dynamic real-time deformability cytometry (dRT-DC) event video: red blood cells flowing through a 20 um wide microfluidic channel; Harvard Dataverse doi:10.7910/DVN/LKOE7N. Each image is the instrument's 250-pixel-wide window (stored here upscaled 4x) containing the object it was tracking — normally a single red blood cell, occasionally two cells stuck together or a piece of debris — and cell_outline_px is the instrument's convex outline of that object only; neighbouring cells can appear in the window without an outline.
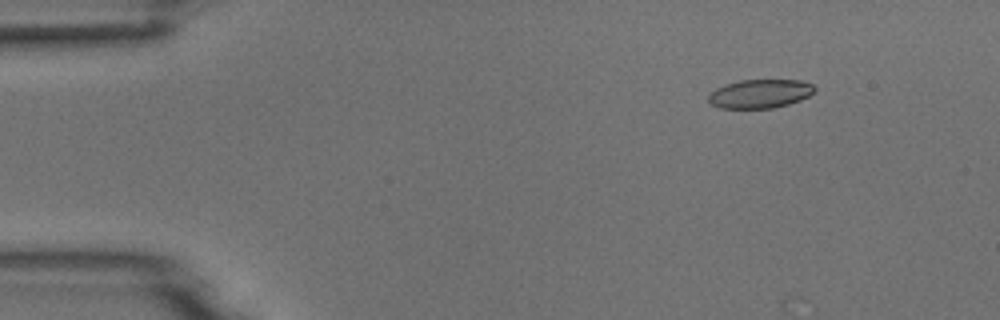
{"species": "common noctule bat (a hibernating species)", "species_latin": "Nyctalus noctula", "temperature_condition": "room temperature", "stored_images_in_passage": 6, "camera_frame_rate_fps": 3000, "um_per_image_px": 0.085, "animal": {"sex": "male", "body_mass_g": 18.8}, "frame": {"image": 1, "passage_image": 2, "time_ms": 1.0, "image_size_px": [1000, 320], "cell_outline_px": [[816, 88], [808, 96], [800, 100], [788, 104], [772, 108], [720, 108], [712, 104], [708, 100], [708, 92], [724, 84], [740, 80], [800, 80], [812, 84]], "centroid_in_image_um": [64.56, 7.96], "position_along_channel_um": 20.4, "area_um2": 17.8}}
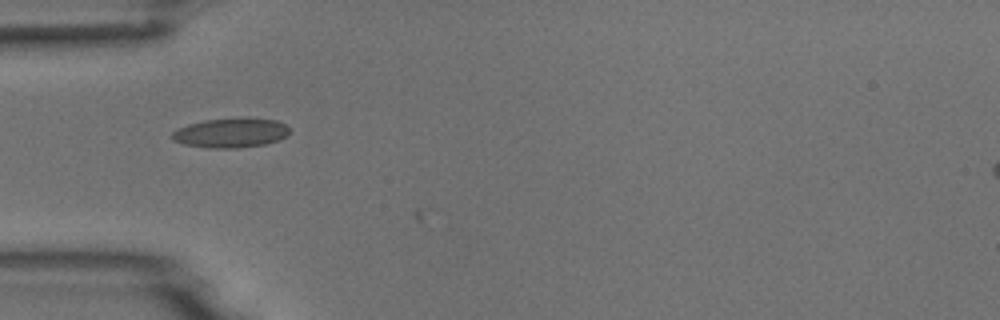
{"frame": {"image": 2, "passage_image": 5, "time_ms": 4.333, "image_size_px": [1000, 320], "cell_outline_px": [[288, 136], [280, 140], [264, 144], [240, 148], [208, 148], [184, 144], [172, 140], [172, 132], [188, 124], [204, 120], [276, 120], [284, 124], [288, 128]], "centroid_in_image_um": [19.6, 11.34], "position_along_channel_um": 65.4, "area_um2": 19.54}}